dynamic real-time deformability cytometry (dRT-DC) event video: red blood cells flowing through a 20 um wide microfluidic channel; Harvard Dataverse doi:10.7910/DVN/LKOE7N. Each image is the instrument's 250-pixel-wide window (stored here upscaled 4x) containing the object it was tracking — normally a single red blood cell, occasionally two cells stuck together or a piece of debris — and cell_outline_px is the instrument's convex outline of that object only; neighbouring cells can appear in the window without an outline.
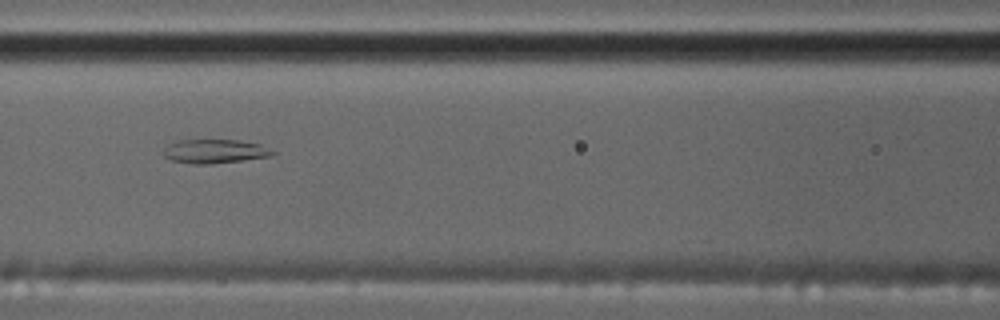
{"species": "common noctule bat (a hibernating species)", "species_latin": "Nyctalus noctula", "temperature_condition": "cold", "stored_images_in_passage": 8, "camera_frame_rate_fps": 3000, "um_per_image_px": 0.085, "animal": {"sex": "male", "body_mass_g": 17.5, "forearm_length_mm": 52.3}, "frame": {"image": 1, "passage_image": 6, "time_ms": 7.333, "image_size_px": [1000, 320], "cell_outline_px": [[276, 152], [268, 156], [212, 164], [192, 164], [172, 160], [164, 156], [160, 152], [168, 144], [180, 140], [240, 140], [260, 144]], "centroid_in_image_um": [18.19, 12.85], "position_along_channel_um": 148.4, "area_um2": 15.14}}